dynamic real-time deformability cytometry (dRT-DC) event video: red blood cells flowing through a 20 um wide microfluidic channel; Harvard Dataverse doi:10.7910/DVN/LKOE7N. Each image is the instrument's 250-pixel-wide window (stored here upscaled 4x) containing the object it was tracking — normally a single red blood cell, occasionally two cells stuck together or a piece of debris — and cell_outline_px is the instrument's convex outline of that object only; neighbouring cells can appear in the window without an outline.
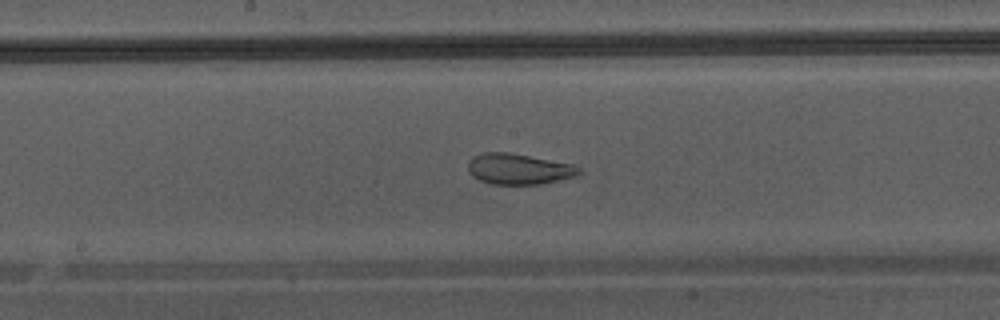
{"species": "Egyptian fruit bat (a non-hibernating species)", "species_latin": "Rousettus aegyptiacus", "temperature_condition": "warm", "stored_images_in_passage": 43, "camera_frame_rate_fps": 3000, "um_per_image_px": 0.085, "animal": {"sex": "male"}, "frame": {"image": 1, "passage_image": 25, "time_ms": 8.0, "image_size_px": [1000, 320], "cell_outline_px": [[580, 176], [540, 184], [492, 184], [480, 180], [472, 176], [468, 172], [468, 160], [472, 156], [484, 152], [508, 152], [572, 164], [580, 168]], "centroid_in_image_um": [44.08, 14.36], "position_along_channel_um": 204.1, "area_um2": 20.0}}
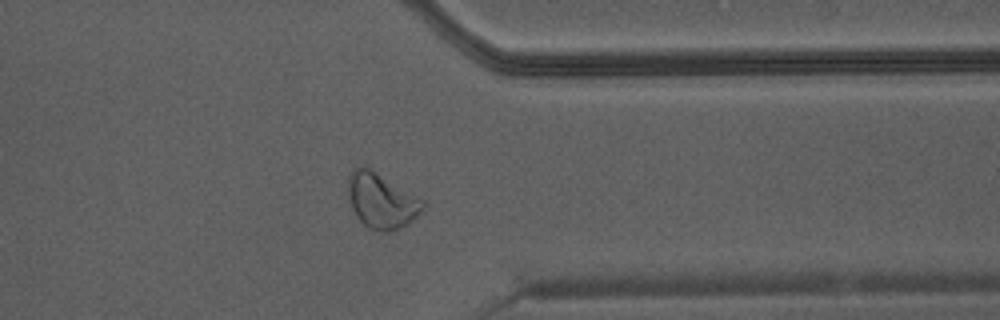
{"frame": {"image": 2, "passage_image": 37, "time_ms": 12.0, "image_size_px": [1000, 320], "cell_outline_px": [[424, 208], [408, 224], [392, 232], [388, 232], [368, 228], [356, 216], [352, 208], [348, 196], [348, 176], [356, 168], [368, 168], [424, 200]], "centroid_in_image_um": [32.42, 17.11], "position_along_channel_um": 379.0, "area_um2": 23.52}}